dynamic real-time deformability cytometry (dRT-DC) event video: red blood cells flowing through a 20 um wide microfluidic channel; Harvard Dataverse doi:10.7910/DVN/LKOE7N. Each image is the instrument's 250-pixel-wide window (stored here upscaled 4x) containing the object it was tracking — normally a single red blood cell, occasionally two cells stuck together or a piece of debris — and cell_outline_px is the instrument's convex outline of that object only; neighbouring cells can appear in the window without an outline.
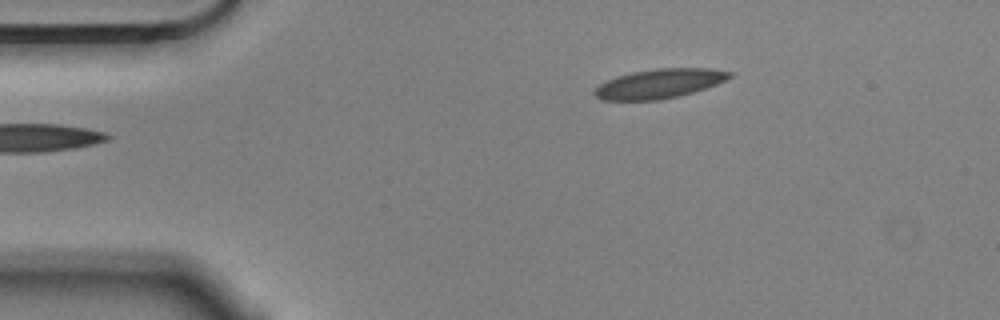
{"species": "Egyptian fruit bat (a non-hibernating species)", "species_latin": "Rousettus aegyptiacus", "temperature_condition": "cold", "stored_images_in_passage": 3, "camera_frame_rate_fps": 3000, "um_per_image_px": 0.085, "animal": {"sex": "male"}, "frame": {"image": 1, "passage_image": 3, "time_ms": 0.667, "image_size_px": [1000, 320], "cell_outline_px": [[732, 76], [716, 84], [680, 96], [660, 100], [604, 100], [596, 96], [592, 92], [600, 84], [616, 76], [632, 72], [656, 68], [712, 68], [732, 72]], "centroid_in_image_um": [56.04, 7.1], "position_along_channel_um": 29.0, "area_um2": 23.0}}